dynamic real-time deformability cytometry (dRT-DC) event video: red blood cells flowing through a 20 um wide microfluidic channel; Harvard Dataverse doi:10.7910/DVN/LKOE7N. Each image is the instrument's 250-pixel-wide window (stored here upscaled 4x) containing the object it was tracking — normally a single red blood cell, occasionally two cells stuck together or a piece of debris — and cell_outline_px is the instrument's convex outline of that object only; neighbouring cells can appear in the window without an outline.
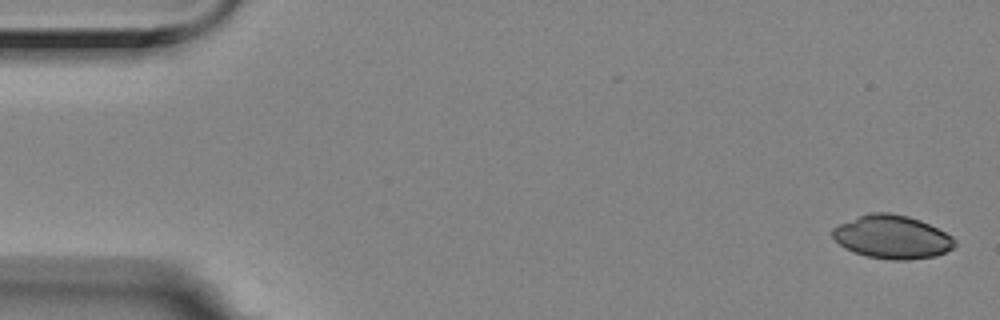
{"species": "Egyptian fruit bat (a non-hibernating species)", "species_latin": "Rousettus aegyptiacus", "temperature_condition": "room temperature", "stored_images_in_passage": 5, "camera_frame_rate_fps": 3000, "um_per_image_px": 0.085, "animal": {"sex": "female"}, "frame": {"image": 1, "passage_image": 1, "time_ms": 0.0, "image_size_px": [1000, 320], "cell_outline_px": [[956, 244], [952, 248], [936, 256], [908, 260], [892, 260], [868, 256], [844, 248], [832, 236], [832, 228], [840, 224], [868, 212], [888, 212], [908, 216], [920, 220], [952, 236], [956, 240]], "centroid_in_image_um": [75.83, 20.14], "position_along_channel_um": 9.2, "area_um2": 30.69}}
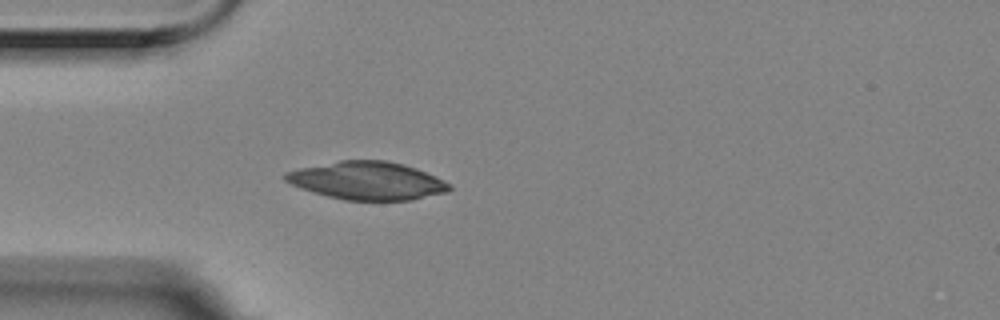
{"frame": {"image": 2, "passage_image": 5, "time_ms": 1.333, "image_size_px": [1000, 320], "cell_outline_px": [[452, 188], [448, 192], [412, 200], [344, 200], [328, 196], [300, 188], [284, 180], [284, 172], [300, 168], [340, 160], [388, 160], [404, 164], [416, 168], [444, 180], [452, 184]], "centroid_in_image_um": [31.25, 15.35], "position_along_channel_um": 53.8, "area_um2": 36.36}}